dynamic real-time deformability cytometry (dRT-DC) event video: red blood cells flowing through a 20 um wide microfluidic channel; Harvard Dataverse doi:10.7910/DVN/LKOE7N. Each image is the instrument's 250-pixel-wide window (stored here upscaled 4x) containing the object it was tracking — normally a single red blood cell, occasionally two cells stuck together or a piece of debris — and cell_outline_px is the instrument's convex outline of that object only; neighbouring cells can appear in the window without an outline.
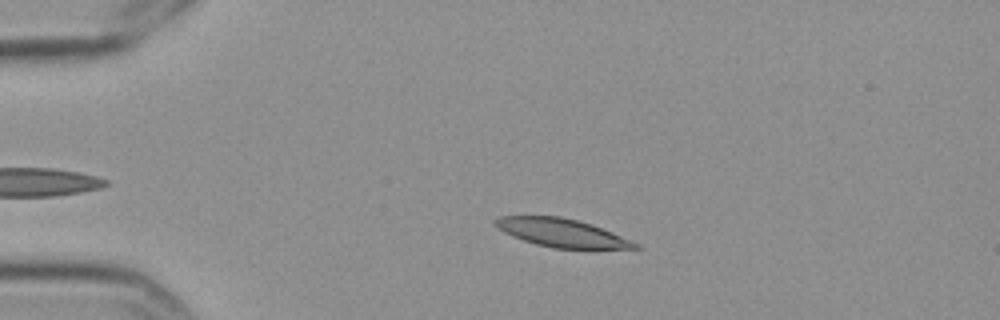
{"species": "Egyptian fruit bat (a non-hibernating species)", "species_latin": "Rousettus aegyptiacus", "temperature_condition": "cold", "stored_images_in_passage": 9, "camera_frame_rate_fps": 3000, "um_per_image_px": 0.085, "frame": {"image": 1, "passage_image": 4, "time_ms": 1.0, "image_size_px": [1000, 320], "cell_outline_px": [[640, 248], [552, 248], [536, 244], [512, 236], [496, 228], [492, 220], [500, 216], [560, 216], [592, 224], [612, 232], [640, 244]], "centroid_in_image_um": [47.7, 19.78], "position_along_channel_um": 37.3, "area_um2": 22.83}}
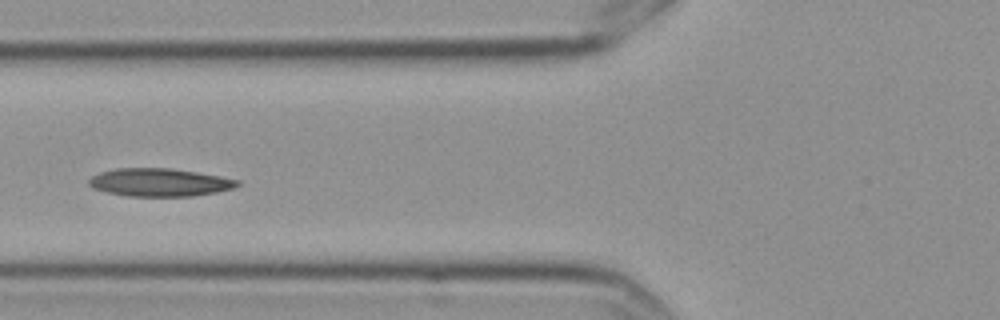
{"frame": {"image": 2, "passage_image": 7, "time_ms": 2.0, "image_size_px": [1000, 320], "cell_outline_px": [[240, 184], [232, 188], [216, 192], [192, 196], [128, 196], [108, 192], [92, 188], [88, 184], [88, 180], [92, 176], [100, 172], [116, 168], [172, 168], [220, 176], [240, 180]], "centroid_in_image_um": [13.55, 15.49], "position_along_channel_um": 112.3, "area_um2": 24.16}}
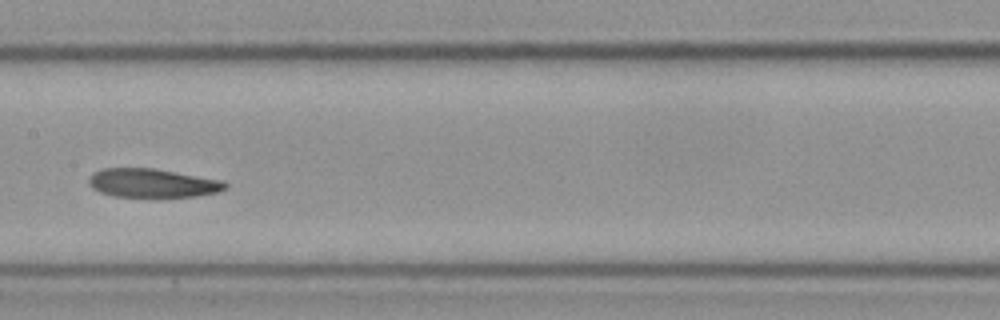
{"frame": {"image": 3, "passage_image": 9, "time_ms": 2.667, "image_size_px": [1000, 320], "cell_outline_px": [[228, 188], [216, 192], [196, 196], [112, 196], [100, 192], [92, 188], [88, 184], [88, 180], [92, 172], [100, 168], [152, 168], [224, 180], [228, 184]], "centroid_in_image_um": [12.93, 15.54], "position_along_channel_um": 194.5, "area_um2": 22.83}}